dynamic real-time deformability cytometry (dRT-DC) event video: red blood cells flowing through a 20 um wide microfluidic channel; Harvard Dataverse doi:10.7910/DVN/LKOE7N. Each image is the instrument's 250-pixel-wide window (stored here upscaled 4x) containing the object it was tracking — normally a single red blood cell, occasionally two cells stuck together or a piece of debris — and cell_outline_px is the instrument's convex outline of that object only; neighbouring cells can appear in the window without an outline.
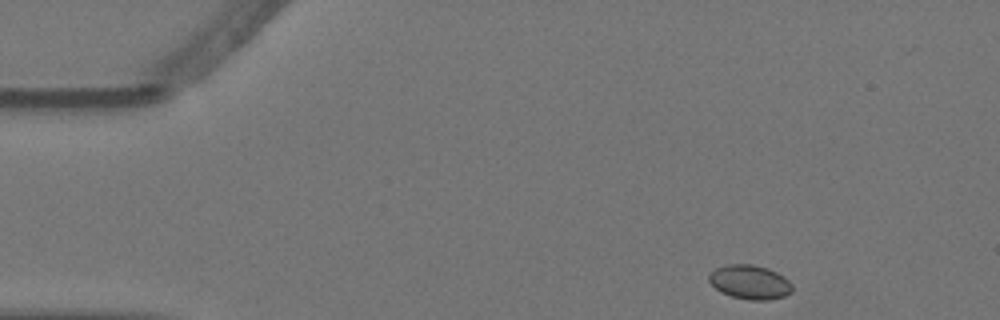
{"species": "Egyptian fruit bat (a non-hibernating species)", "species_latin": "Rousettus aegyptiacus", "temperature_condition": "warm", "stored_images_in_passage": 10, "camera_frame_rate_fps": 3000, "um_per_image_px": 0.085, "animal": {"sex": "female"}, "frame": {"image": 1, "passage_image": 1, "time_ms": 0.0, "image_size_px": [1000, 320], "cell_outline_px": [[792, 292], [784, 296], [768, 300], [748, 300], [732, 296], [720, 292], [708, 280], [708, 276], [716, 268], [728, 264], [752, 264], [768, 268], [784, 276], [792, 284]], "centroid_in_image_um": [63.75, 23.98], "position_along_channel_um": 21.3, "area_um2": 16.59}}